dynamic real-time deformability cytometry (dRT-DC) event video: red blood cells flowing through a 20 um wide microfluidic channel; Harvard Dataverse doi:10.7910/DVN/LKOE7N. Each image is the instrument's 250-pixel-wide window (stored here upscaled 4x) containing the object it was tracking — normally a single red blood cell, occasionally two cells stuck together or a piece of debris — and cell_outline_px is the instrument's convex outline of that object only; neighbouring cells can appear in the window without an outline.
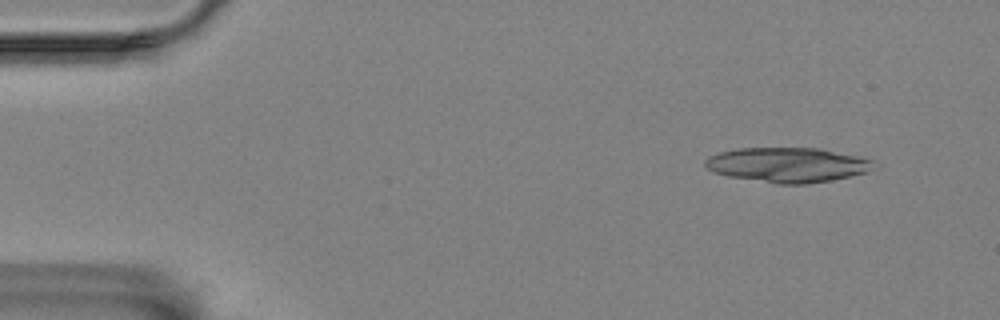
{"species": "Egyptian fruit bat (a non-hibernating species)", "species_latin": "Rousettus aegyptiacus", "temperature_condition": "room temperature", "stored_images_in_passage": 13, "camera_frame_rate_fps": 3000, "um_per_image_px": 0.085, "animal": {"sex": "female"}, "frame": {"image": 1, "passage_image": 1, "time_ms": 0.0, "image_size_px": [1000, 320], "cell_outline_px": [[880, 168], [868, 172], [852, 176], [832, 180], [808, 184], [776, 184], [728, 176], [712, 172], [704, 164], [704, 160], [708, 156], [720, 152], [736, 148], [820, 148], [860, 156], [876, 160], [880, 164]], "centroid_in_image_um": [67.05, 14.01], "position_along_channel_um": 18.0, "area_um2": 34.97}}